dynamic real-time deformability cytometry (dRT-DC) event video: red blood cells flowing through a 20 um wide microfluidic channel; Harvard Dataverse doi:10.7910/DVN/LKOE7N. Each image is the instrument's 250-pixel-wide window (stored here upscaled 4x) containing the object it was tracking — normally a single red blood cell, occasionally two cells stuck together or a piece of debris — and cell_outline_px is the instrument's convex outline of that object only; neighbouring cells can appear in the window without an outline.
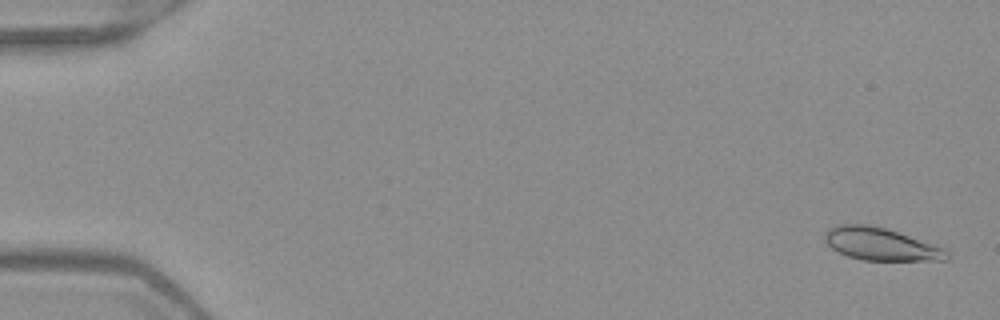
{"species": "Egyptian fruit bat (a non-hibernating species)", "species_latin": "Rousettus aegyptiacus", "temperature_condition": "warm", "stored_images_in_passage": 52, "camera_frame_rate_fps": 3000, "um_per_image_px": 0.085, "frame": {"image": 1, "passage_image": 2, "time_ms": 0.333, "image_size_px": [1000, 320], "cell_outline_px": [[952, 256], [948, 260], [864, 260], [848, 256], [832, 248], [824, 240], [824, 236], [828, 228], [836, 224], [868, 224], [884, 228], [944, 248]], "centroid_in_image_um": [74.85, 20.75], "position_along_channel_um": 10.1, "area_um2": 22.89}}
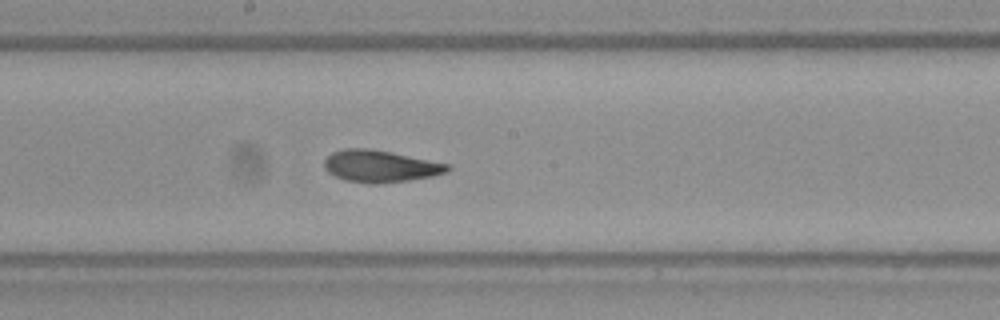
{"frame": {"image": 2, "passage_image": 29, "time_ms": 9.333, "image_size_px": [1000, 320], "cell_outline_px": [[452, 168], [448, 172], [432, 176], [408, 180], [380, 184], [368, 184], [344, 180], [328, 172], [324, 168], [324, 160], [332, 152], [344, 148], [368, 148], [452, 164]], "centroid_in_image_um": [32.33, 14.13], "position_along_channel_um": 215.9, "area_um2": 23.12}}
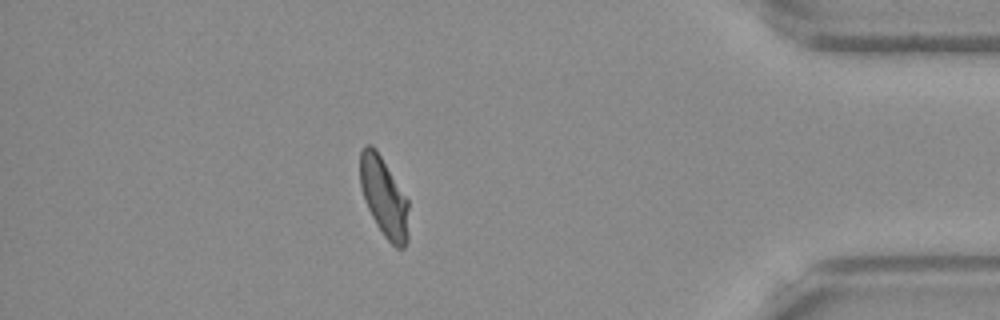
{"frame": {"image": 3, "passage_image": 46, "time_ms": 15.0, "image_size_px": [1000, 320], "cell_outline_px": [[408, 240], [404, 248], [396, 248], [384, 236], [376, 224], [368, 208], [360, 184], [360, 152], [364, 144], [372, 144], [376, 148], [408, 200]], "centroid_in_image_um": [32.64, 16.74], "position_along_channel_um": 402.6, "area_um2": 22.43}, "authors_computed_cell_mechanics": {"area_um2": 22.8888, "velocity_mm_per_s": 3.971, "shape_relaxation_time_tau1_ms": 4.1951, "shape_relaxation_time_tau2_ms": 1.4428, "deformation_change_tau1": 0.1428, "deformation_change_tau2": 0.0707}}